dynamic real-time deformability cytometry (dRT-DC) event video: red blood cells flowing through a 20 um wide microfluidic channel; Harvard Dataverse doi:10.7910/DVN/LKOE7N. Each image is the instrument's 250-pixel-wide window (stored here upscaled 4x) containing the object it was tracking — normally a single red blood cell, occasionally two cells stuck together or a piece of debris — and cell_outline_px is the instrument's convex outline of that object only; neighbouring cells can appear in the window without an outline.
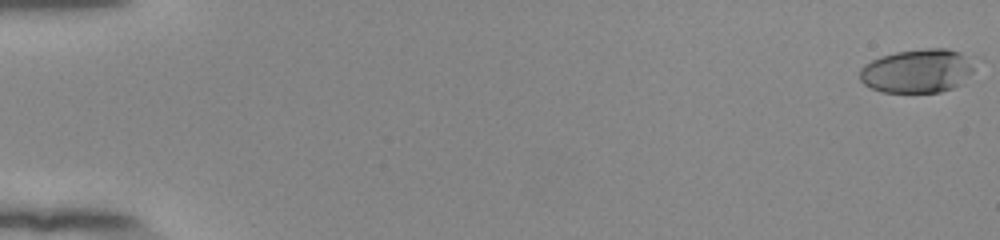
{"species": "human", "species_latin": "Homo sapiens", "temperature_condition": "room temperature", "stored_images_in_passage": 55, "camera_frame_rate_fps": 3000, "um_per_image_px": 0.085, "donor": {"sex": "female"}, "frame": {"image": 1, "passage_image": 1, "time_ms": 0.0, "image_size_px": [1000, 240], "cell_outline_px": [[976, 56], [972, 72], [964, 84], [940, 92], [880, 92], [864, 84], [860, 80], [860, 68], [864, 64], [880, 56], [896, 52], [924, 48], [948, 48]], "centroid_in_image_um": [78.05, 6.01], "position_along_channel_um": 6.9, "area_um2": 30.0}}
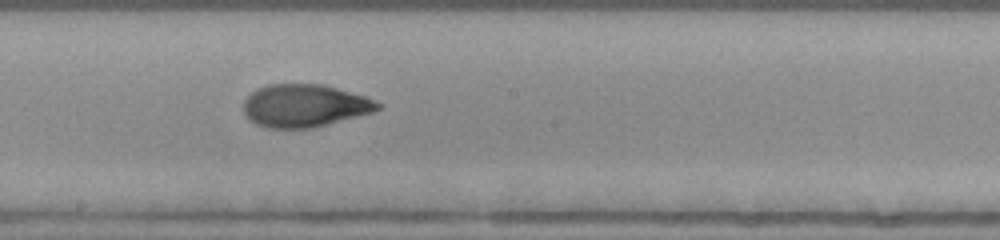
{"frame": {"image": 2, "passage_image": 32, "time_ms": 10.333, "image_size_px": [1000, 240], "cell_outline_px": [[384, 104], [380, 108], [372, 112], [308, 128], [268, 128], [256, 124], [248, 120], [244, 112], [244, 100], [256, 88], [268, 84], [324, 84], [364, 96]], "centroid_in_image_um": [25.85, 8.97], "position_along_channel_um": 222.3, "area_um2": 33.18}}
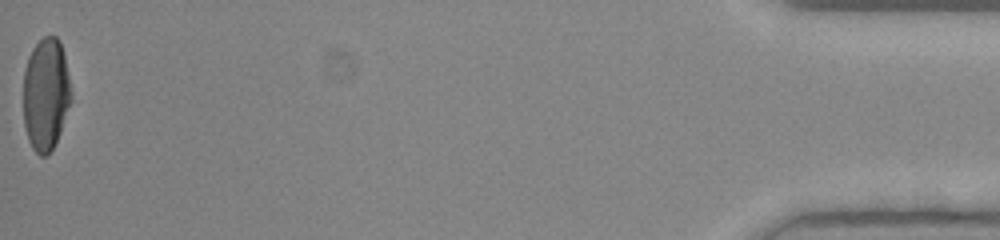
{"frame": {"image": 3, "passage_image": 55, "time_ms": 18.0, "image_size_px": [1000, 240], "cell_outline_px": [[68, 104], [60, 132], [52, 148], [44, 156], [40, 156], [32, 148], [28, 140], [24, 124], [24, 72], [28, 56], [32, 48], [44, 36], [56, 36], [60, 40], [64, 56], [68, 76]], "centroid_in_image_um": [3.84, 7.98], "position_along_channel_um": 431.4, "area_um2": 30.46}, "authors_computed_cell_mechanics": {"area_um2": 32.5414, "velocity_mm_per_s": 3.9096, "shape_relaxation_time_tau1_ms": 6.7964, "shape_relaxation_time_tau2_ms": 1.2688, "deformation_change_tau1": 0.2481, "deformation_change_tau2": 0.064}}